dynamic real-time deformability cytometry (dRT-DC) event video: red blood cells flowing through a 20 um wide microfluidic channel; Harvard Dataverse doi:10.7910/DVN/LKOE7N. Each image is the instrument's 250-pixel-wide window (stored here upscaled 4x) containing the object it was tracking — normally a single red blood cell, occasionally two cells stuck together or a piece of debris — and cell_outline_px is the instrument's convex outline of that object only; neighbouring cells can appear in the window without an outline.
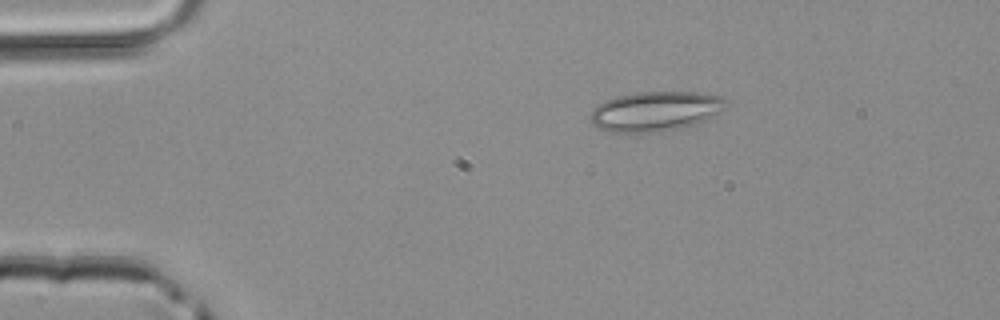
{"species": "common noctule bat (a hibernating species)", "species_latin": "Nyctalus noctula", "temperature_condition": "room temperature", "stored_images_in_passage": 4, "camera_frame_rate_fps": 3000, "um_per_image_px": 0.085, "animal": {"sex": "male", "body_mass_g": 20.4}, "frame": {"image": 1, "passage_image": 1, "time_ms": 0.0, "image_size_px": [1000, 320], "cell_outline_px": [[724, 108], [720, 112], [704, 120], [684, 128], [656, 132], [608, 132], [596, 128], [592, 120], [592, 108], [604, 100], [616, 96], [636, 92], [696, 92], [724, 96]], "centroid_in_image_um": [55.68, 9.45], "position_along_channel_um": 29.3, "area_um2": 31.44}}
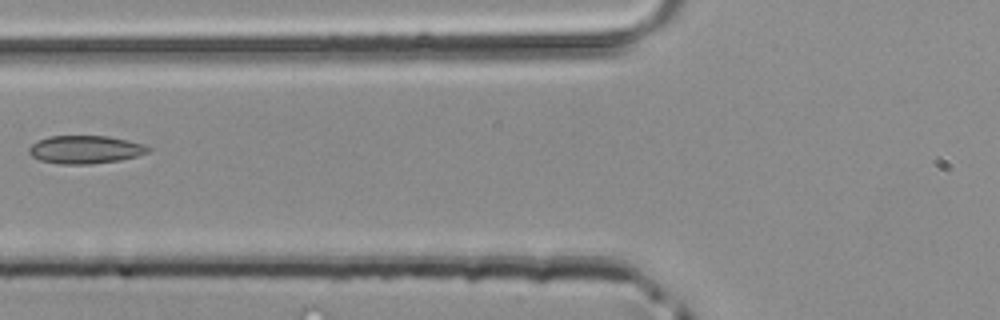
{"frame": {"image": 2, "passage_image": 4, "time_ms": 1.0, "image_size_px": [1000, 320], "cell_outline_px": [[152, 148], [148, 152], [136, 156], [120, 160], [88, 164], [60, 164], [40, 160], [32, 156], [28, 152], [28, 148], [36, 140], [48, 136], [108, 136], [128, 140], [144, 144]], "centroid_in_image_um": [7.23, 12.7], "position_along_channel_um": 118.6, "area_um2": 19.54}}